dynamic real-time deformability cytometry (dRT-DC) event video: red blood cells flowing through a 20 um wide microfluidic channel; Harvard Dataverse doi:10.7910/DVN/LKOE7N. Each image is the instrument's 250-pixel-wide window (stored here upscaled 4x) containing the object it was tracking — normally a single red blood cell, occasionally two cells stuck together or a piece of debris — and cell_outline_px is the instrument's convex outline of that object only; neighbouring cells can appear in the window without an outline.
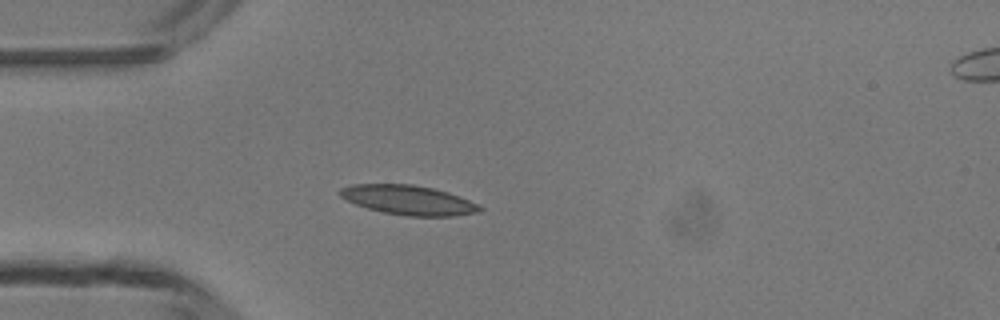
{"species": "common noctule bat (a hibernating species)", "species_latin": "Nyctalus noctula", "temperature_condition": "room temperature", "stored_images_in_passage": 1, "camera_frame_rate_fps": 3000, "um_per_image_px": 0.085, "animal": {"sex": "male", "body_mass_g": 13.3}, "frame": {"image": 1, "passage_image": 1, "time_ms": 0.0, "image_size_px": [1000, 320], "cell_outline_px": [[484, 208], [480, 212], [452, 216], [408, 216], [384, 212], [368, 208], [356, 204], [340, 196], [336, 192], [340, 188], [352, 184], [412, 184], [432, 188], [448, 192], [468, 200]], "centroid_in_image_um": [34.69, 17.0], "position_along_channel_um": 50.3, "area_um2": 23.87}}